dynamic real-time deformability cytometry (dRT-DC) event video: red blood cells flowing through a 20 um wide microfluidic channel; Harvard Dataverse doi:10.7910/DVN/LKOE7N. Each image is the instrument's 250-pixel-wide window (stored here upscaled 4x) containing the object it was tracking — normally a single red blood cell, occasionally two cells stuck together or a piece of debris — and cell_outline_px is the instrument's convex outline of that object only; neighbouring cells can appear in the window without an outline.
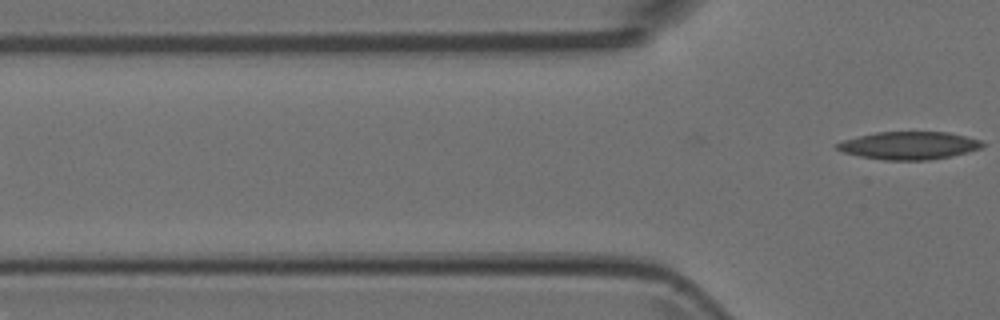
{"species": "Egyptian fruit bat (a non-hibernating species)", "species_latin": "Rousettus aegyptiacus", "temperature_condition": "room temperature", "stored_images_in_passage": 2, "camera_frame_rate_fps": 3000, "um_per_image_px": 0.085, "animal": {"sex": "female"}, "frame": {"image": 1, "passage_image": 2, "time_ms": 0.333, "image_size_px": [1000, 320], "cell_outline_px": [[984, 144], [980, 148], [968, 152], [928, 160], [884, 160], [860, 156], [844, 152], [836, 148], [836, 144], [844, 140], [856, 136], [876, 132], [948, 132], [984, 140]], "centroid_in_image_um": [77.28, 12.36], "position_along_channel_um": 48.5, "area_um2": 23.47}}